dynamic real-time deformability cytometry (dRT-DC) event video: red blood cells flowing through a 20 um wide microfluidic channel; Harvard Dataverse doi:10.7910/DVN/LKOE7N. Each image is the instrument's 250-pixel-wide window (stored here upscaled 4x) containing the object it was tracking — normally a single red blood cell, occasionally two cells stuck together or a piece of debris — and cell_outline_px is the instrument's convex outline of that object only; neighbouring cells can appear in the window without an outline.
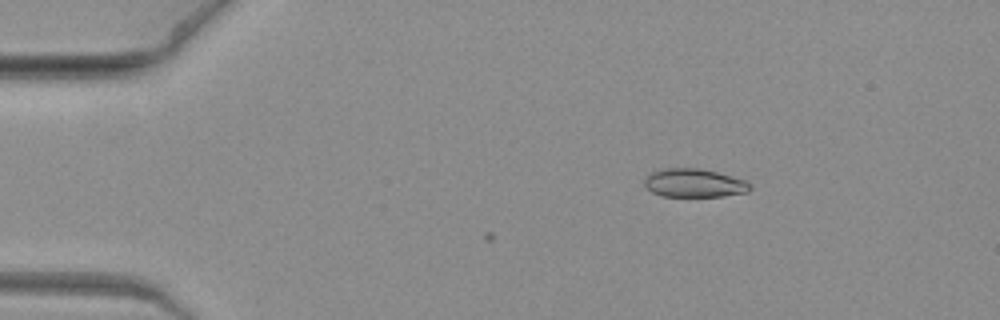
{"species": "common noctule bat (a hibernating species)", "species_latin": "Nyctalus noctula", "temperature_condition": "warm", "stored_images_in_passage": 4, "camera_frame_rate_fps": 3000, "um_per_image_px": 0.085, "animal": {"sex": "female", "body_mass_g": 19.3, "forearm_length_mm": 54.1}, "frame": {"image": 1, "passage_image": 4, "time_ms": 1.0, "image_size_px": [1000, 320], "cell_outline_px": [[752, 188], [748, 192], [724, 196], [660, 196], [652, 192], [644, 184], [644, 180], [652, 172], [664, 168], [700, 168], [716, 172], [744, 180]], "centroid_in_image_um": [58.99, 15.56], "position_along_channel_um": 26.0, "area_um2": 17.34}}